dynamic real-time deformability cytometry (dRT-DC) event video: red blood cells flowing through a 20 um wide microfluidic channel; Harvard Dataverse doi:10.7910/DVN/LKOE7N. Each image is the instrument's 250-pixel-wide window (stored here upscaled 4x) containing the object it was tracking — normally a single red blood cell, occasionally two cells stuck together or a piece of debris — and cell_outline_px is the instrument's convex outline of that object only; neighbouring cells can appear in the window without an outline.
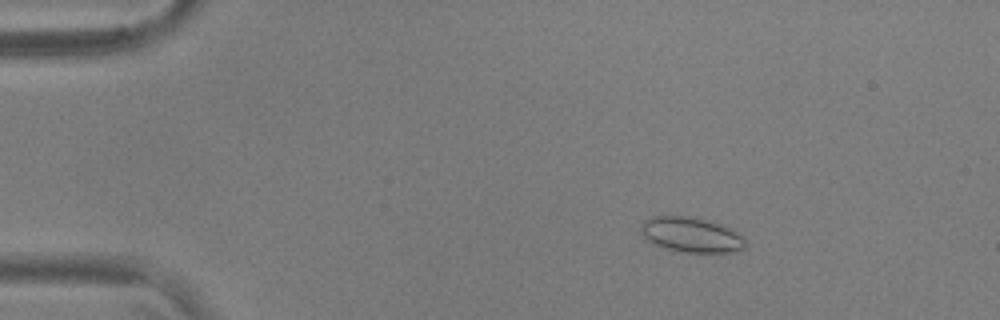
{"species": "common noctule bat (a hibernating species)", "species_latin": "Nyctalus noctula", "temperature_condition": "warm", "stored_images_in_passage": 51, "camera_frame_rate_fps": 3000, "um_per_image_px": 0.085, "animal": {"sex": "male", "body_mass_g": 17.9, "forearm_length_mm": 54.2}, "frame": {"image": 1, "passage_image": 5, "time_ms": 1.333, "image_size_px": [1000, 320], "cell_outline_px": [[744, 248], [732, 252], [680, 252], [656, 244], [648, 240], [640, 232], [640, 228], [644, 220], [648, 216], [692, 216], [708, 220], [720, 224], [744, 236]], "centroid_in_image_um": [58.73, 19.94], "position_along_channel_um": 26.3, "area_um2": 21.21}}
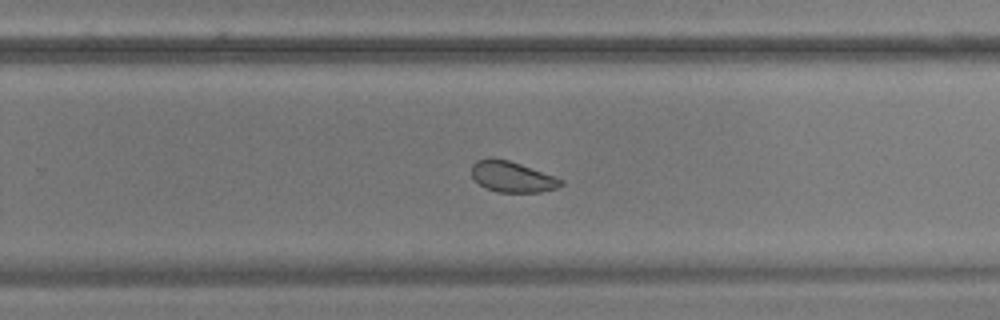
{"frame": {"image": 2, "passage_image": 32, "time_ms": 10.333, "image_size_px": [1000, 320], "cell_outline_px": [[564, 184], [556, 188], [540, 192], [496, 192], [484, 188], [472, 176], [472, 164], [476, 160], [488, 156], [492, 156], [508, 160], [520, 164], [564, 180]], "centroid_in_image_um": [43.49, 15.01], "position_along_channel_um": 286.3, "area_um2": 16.13}}
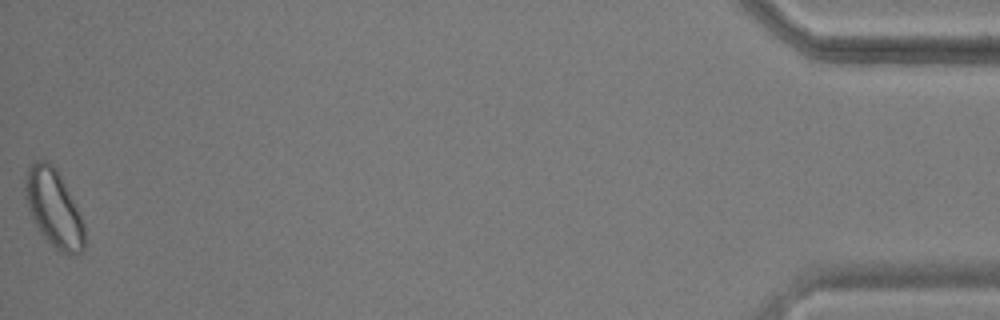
{"frame": {"image": 3, "passage_image": 51, "time_ms": 16.667, "image_size_px": [1000, 320], "cell_outline_px": [[84, 252], [76, 256], [72, 256], [56, 248], [40, 232], [32, 220], [24, 196], [24, 184], [28, 168], [36, 160], [48, 160], [56, 168], [76, 204], [84, 224]], "centroid_in_image_um": [4.57, 17.7], "position_along_channel_um": 430.6, "area_um2": 26.88}, "authors_computed_cell_mechanics": {"area_um2": 18.5538, "velocity_mm_per_s": 3.6944, "shape_relaxation_time_tau1_ms": 7.6253, "shape_relaxation_time_tau2_ms": 3.4765, "deformation_change_tau1": 0.0862, "deformation_change_tau2": 0.078}}